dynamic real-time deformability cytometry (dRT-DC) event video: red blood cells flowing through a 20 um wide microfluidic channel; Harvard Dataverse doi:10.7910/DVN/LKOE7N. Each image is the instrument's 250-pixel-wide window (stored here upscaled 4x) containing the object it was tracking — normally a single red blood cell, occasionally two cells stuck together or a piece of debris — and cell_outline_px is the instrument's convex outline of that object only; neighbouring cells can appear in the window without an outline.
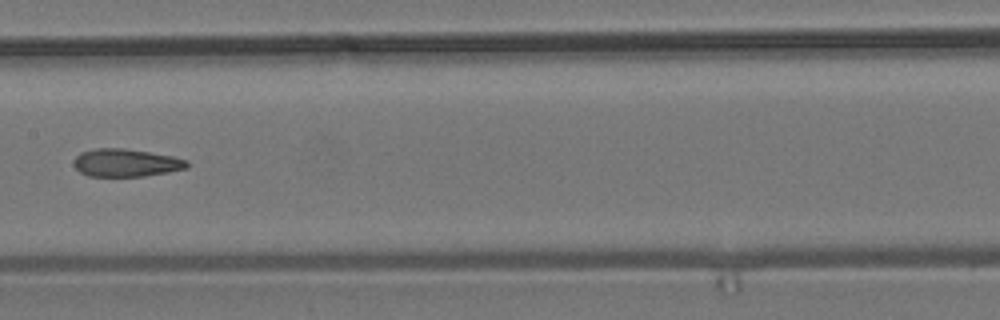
{"species": "common noctule bat (a hibernating species)", "species_latin": "Nyctalus noctula", "temperature_condition": "room temperature", "stored_images_in_passage": 10, "segment_of_instrument_passage": [1, 2], "camera_frame_rate_fps": 3000, "um_per_image_px": 0.085, "animal": {"sex": "male", "body_mass_g": 19.2, "forearm_length_mm": 51.8}, "frame": {"image": 1, "passage_image": 9, "time_ms": 9.0, "image_size_px": [1000, 320], "cell_outline_px": [[188, 168], [168, 172], [144, 176], [88, 176], [80, 172], [72, 164], [76, 156], [80, 152], [96, 148], [124, 148], [172, 156], [188, 160]], "centroid_in_image_um": [10.69, 13.83], "position_along_channel_um": 196.7, "area_um2": 18.38}}